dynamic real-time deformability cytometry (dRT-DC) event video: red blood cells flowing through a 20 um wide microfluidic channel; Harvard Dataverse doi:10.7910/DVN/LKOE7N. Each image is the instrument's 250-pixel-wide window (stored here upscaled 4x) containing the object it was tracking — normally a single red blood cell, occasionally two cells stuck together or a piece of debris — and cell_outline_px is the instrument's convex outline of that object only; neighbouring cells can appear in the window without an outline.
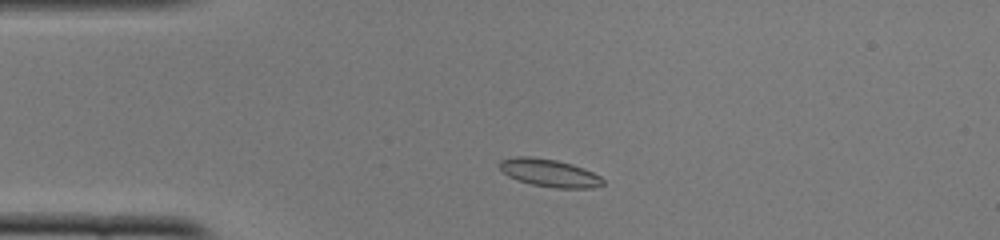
{"species": "common noctule bat (a hibernating species)", "species_latin": "Nyctalus noctula", "temperature_condition": "cold", "stored_images_in_passage": 45, "camera_frame_rate_fps": 3000, "um_per_image_px": 0.085, "animal": {"sex": "female", "body_mass_g": 22.0, "forearm_length_mm": 56.7}, "frame": {"image": 1, "passage_image": 5, "time_ms": 1.333, "image_size_px": [1000, 240], "cell_outline_px": [[604, 184], [592, 188], [556, 188], [532, 184], [516, 180], [508, 176], [500, 168], [500, 160], [516, 156], [532, 156], [556, 160], [572, 164], [584, 168], [600, 176], [604, 180]], "centroid_in_image_um": [46.7, 14.69], "position_along_channel_um": 38.3, "area_um2": 16.7}}
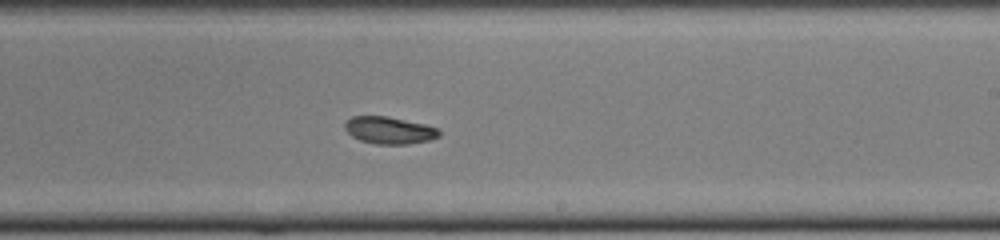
{"frame": {"image": 2, "passage_image": 24, "time_ms": 7.667, "image_size_px": [1000, 240], "cell_outline_px": [[440, 136], [432, 140], [408, 144], [376, 144], [360, 140], [352, 136], [344, 128], [344, 124], [352, 116], [388, 116], [424, 124], [440, 128]], "centroid_in_image_um": [33.13, 11.08], "position_along_channel_um": 255.9, "area_um2": 15.03}}
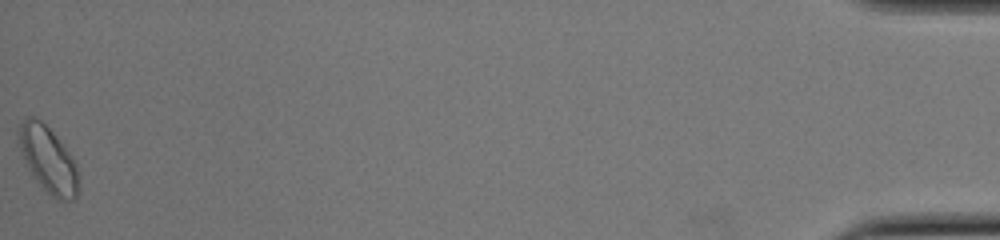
{"frame": {"image": 3, "passage_image": 45, "time_ms": 14.667, "image_size_px": [1000, 240], "cell_outline_px": [[80, 192], [72, 200], [56, 200], [40, 184], [28, 168], [16, 140], [16, 132], [20, 124], [28, 116], [32, 116], [40, 120], [52, 132], [76, 164], [80, 188]], "centroid_in_image_um": [4.07, 13.57], "position_along_channel_um": 431.1, "area_um2": 22.77}, "authors_computed_cell_mechanics": {"area_um2": 15.8372, "velocity_mm_per_s": 3.8878, "shape_relaxation_time_tau1_ms": 5.8741, "shape_relaxation_time_tau2_ms": 3.2441, "deformation_change_tau1": 0.1265, "deformation_change_tau2": 0.0459}}